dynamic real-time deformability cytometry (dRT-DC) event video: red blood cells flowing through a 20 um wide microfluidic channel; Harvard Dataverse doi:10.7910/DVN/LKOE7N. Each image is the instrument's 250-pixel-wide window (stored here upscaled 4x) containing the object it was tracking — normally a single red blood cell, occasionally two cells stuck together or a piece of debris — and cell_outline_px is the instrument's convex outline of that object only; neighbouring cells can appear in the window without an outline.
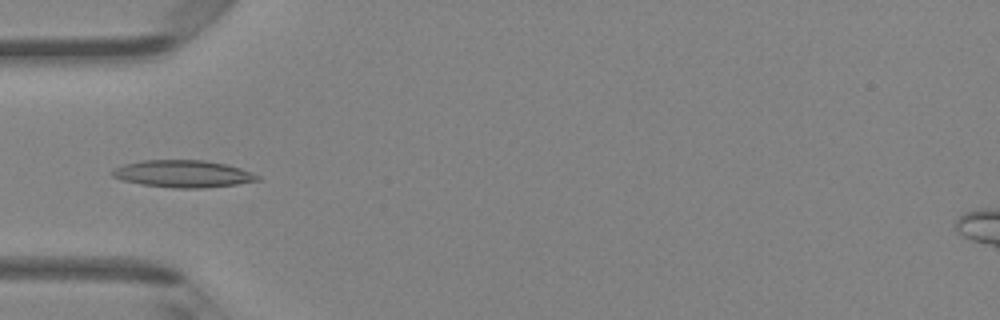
{"species": "Egyptian fruit bat (a non-hibernating species)", "species_latin": "Rousettus aegyptiacus", "temperature_condition": "room temperature", "stored_images_in_passage": 31, "camera_frame_rate_fps": 3000, "um_per_image_px": 0.085, "animal": {"sex": "female"}, "frame": {"image": 1, "passage_image": 5, "time_ms": 1.333, "image_size_px": [1000, 320], "cell_outline_px": [[260, 180], [236, 184], [204, 188], [172, 188], [140, 184], [120, 180], [112, 176], [112, 168], [124, 164], [140, 160], [204, 160], [228, 164], [240, 168], [260, 176]], "centroid_in_image_um": [15.52, 14.77], "position_along_channel_um": 69.5, "area_um2": 23.18}}
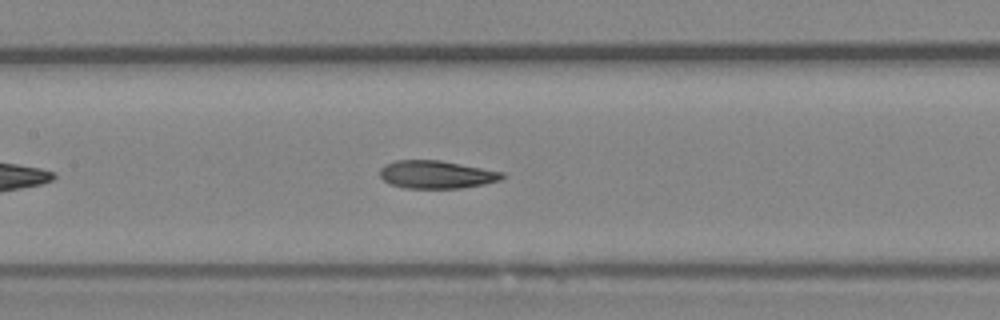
{"frame": {"image": 2, "passage_image": 12, "time_ms": 3.667, "image_size_px": [1000, 320], "cell_outline_px": [[504, 176], [500, 180], [484, 184], [460, 188], [404, 188], [392, 184], [384, 180], [380, 176], [380, 168], [384, 164], [396, 160], [440, 160], [504, 172]], "centroid_in_image_um": [37.08, 14.83], "position_along_channel_um": 170.3, "area_um2": 19.83}}
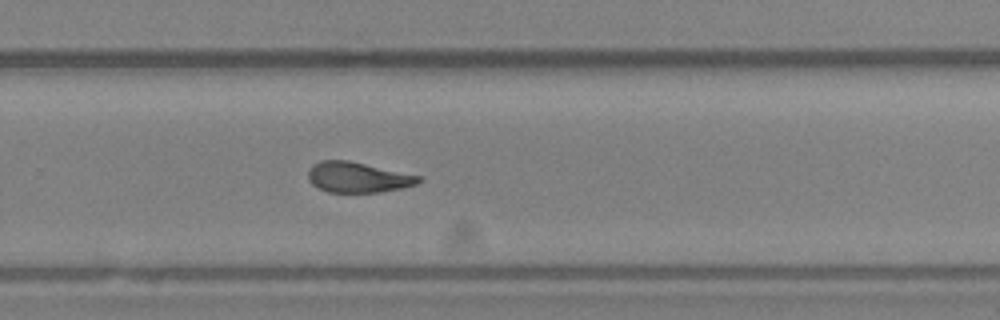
{"frame": {"image": 3, "passage_image": 21, "time_ms": 6.667, "image_size_px": [1000, 320], "cell_outline_px": [[424, 180], [416, 184], [400, 188], [376, 192], [328, 192], [312, 184], [308, 180], [308, 168], [312, 164], [320, 160], [348, 160], [424, 176]], "centroid_in_image_um": [30.43, 15.05], "position_along_channel_um": 299.4, "area_um2": 19.77}, "authors_computed_cell_mechanics": {"area_um2": 20.4612, "velocity_mm_per_s": 4.3322, "shape_relaxation_time_tau1_ms": 4.6054, "shape_relaxation_time_tau2_ms": 2.3801, "deformation_change_tau1": 0.1731, "deformation_change_tau2": 0.1089}}